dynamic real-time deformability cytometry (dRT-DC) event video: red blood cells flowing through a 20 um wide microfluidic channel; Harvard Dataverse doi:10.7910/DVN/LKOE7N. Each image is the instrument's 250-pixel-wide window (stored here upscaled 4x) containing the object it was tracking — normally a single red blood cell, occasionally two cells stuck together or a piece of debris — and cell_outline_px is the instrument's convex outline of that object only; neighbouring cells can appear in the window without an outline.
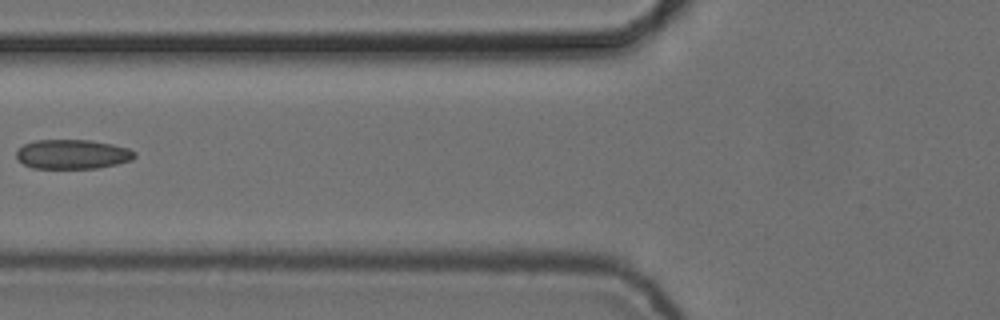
{"species": "common noctule bat (a hibernating species)", "species_latin": "Nyctalus noctula", "temperature_condition": "cold", "stored_images_in_passage": 5, "camera_frame_rate_fps": 3000, "um_per_image_px": 0.085, "animal": {"sex": "female", "body_mass_g": 24.6, "forearm_length_mm": 56.2}, "frame": {"image": 1, "passage_image": 4, "time_ms": 1.0, "image_size_px": [1000, 320], "cell_outline_px": [[136, 156], [132, 160], [116, 164], [96, 168], [32, 168], [24, 164], [16, 156], [16, 152], [24, 144], [36, 140], [88, 140], [112, 144], [128, 148], [136, 152]], "centroid_in_image_um": [6.18, 13.11], "position_along_channel_um": 119.6, "area_um2": 20.17}}
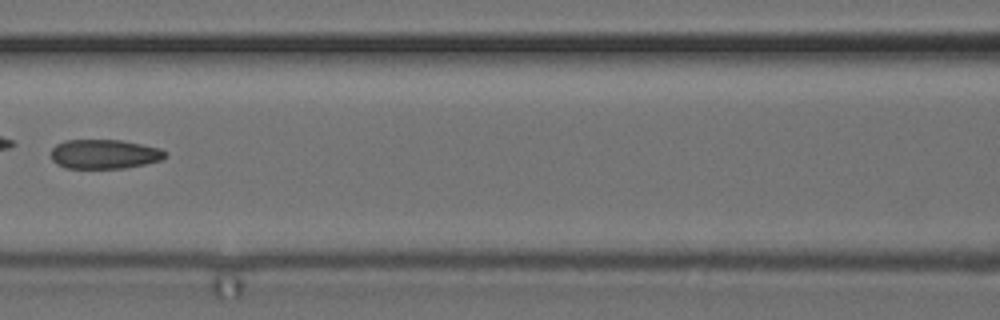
{"frame": {"image": 2, "passage_image": 5, "time_ms": 1.333, "image_size_px": [1000, 320], "cell_outline_px": [[168, 156], [160, 160], [144, 164], [124, 168], [64, 168], [56, 164], [52, 160], [52, 148], [56, 144], [64, 140], [120, 140], [160, 148], [168, 152]], "centroid_in_image_um": [8.87, 13.1], "position_along_channel_um": 157.7, "area_um2": 19.59}}